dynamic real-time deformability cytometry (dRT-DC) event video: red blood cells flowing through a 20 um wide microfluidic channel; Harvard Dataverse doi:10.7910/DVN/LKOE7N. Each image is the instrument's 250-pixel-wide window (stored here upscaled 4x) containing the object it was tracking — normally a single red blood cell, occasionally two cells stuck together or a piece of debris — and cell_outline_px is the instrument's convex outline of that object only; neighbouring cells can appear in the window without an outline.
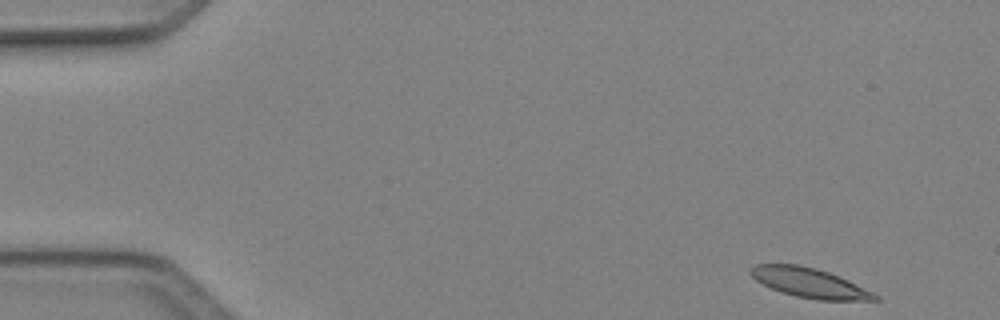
{"species": "Egyptian fruit bat (a non-hibernating species)", "species_latin": "Rousettus aegyptiacus", "temperature_condition": "cold", "stored_images_in_passage": 47, "camera_frame_rate_fps": 3000, "um_per_image_px": 0.085, "animal": {"sex": "female"}, "frame": {"image": 1, "passage_image": 1, "time_ms": 0.0, "image_size_px": [1000, 320], "cell_outline_px": [[880, 300], [816, 300], [796, 296], [772, 288], [756, 280], [748, 272], [748, 268], [756, 264], [800, 264], [816, 268], [840, 276], [880, 296]], "centroid_in_image_um": [68.8, 24.03], "position_along_channel_um": 16.2, "area_um2": 21.33}}
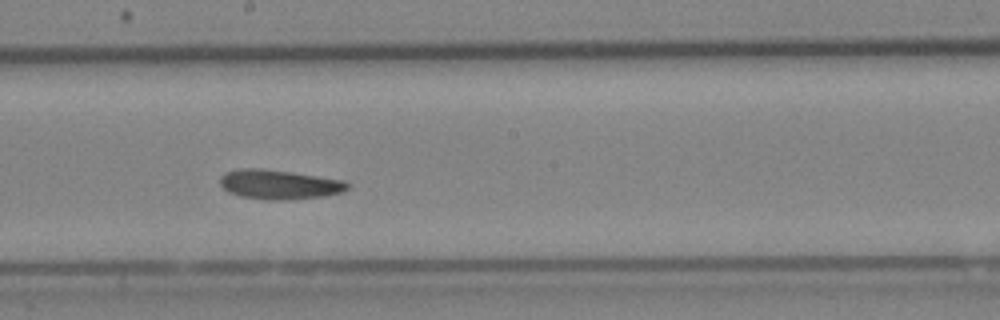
{"frame": {"image": 2, "passage_image": 25, "time_ms": 8.0, "image_size_px": [1000, 320], "cell_outline_px": [[352, 184], [344, 192], [324, 196], [280, 200], [268, 200], [240, 196], [228, 192], [220, 184], [220, 176], [224, 172], [240, 168], [260, 168], [292, 172], [344, 180]], "centroid_in_image_um": [23.74, 15.67], "position_along_channel_um": 224.5, "area_um2": 22.02}}
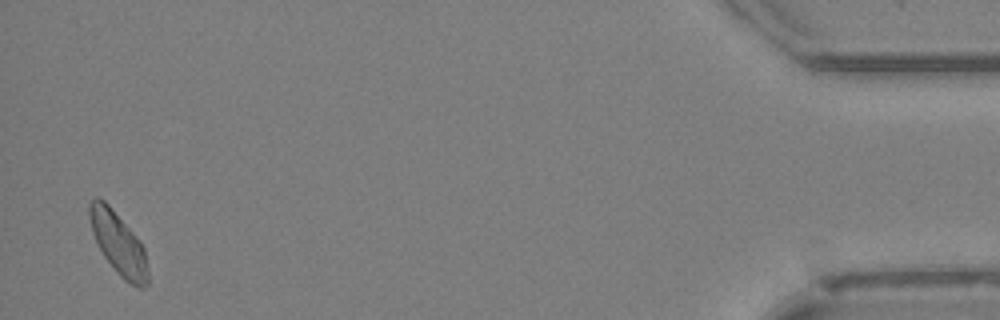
{"frame": {"image": 3, "passage_image": 46, "time_ms": 15.0, "image_size_px": [1000, 320], "cell_outline_px": [[148, 284], [144, 288], [136, 288], [124, 280], [120, 276], [104, 256], [92, 232], [88, 216], [88, 204], [96, 196], [104, 200], [108, 204], [132, 232], [144, 248], [148, 268]], "centroid_in_image_um": [10.06, 20.72], "position_along_channel_um": 425.1, "area_um2": 21.04}, "authors_computed_cell_mechanics": {"area_um2": 21.3282, "velocity_mm_per_s": 4.049, "shape_relaxation_time_tau1_ms": null, "shape_relaxation_time_tau2_ms": 8.0996, "deformation_change_tau1": null, "deformation_change_tau2": 0.1639}}